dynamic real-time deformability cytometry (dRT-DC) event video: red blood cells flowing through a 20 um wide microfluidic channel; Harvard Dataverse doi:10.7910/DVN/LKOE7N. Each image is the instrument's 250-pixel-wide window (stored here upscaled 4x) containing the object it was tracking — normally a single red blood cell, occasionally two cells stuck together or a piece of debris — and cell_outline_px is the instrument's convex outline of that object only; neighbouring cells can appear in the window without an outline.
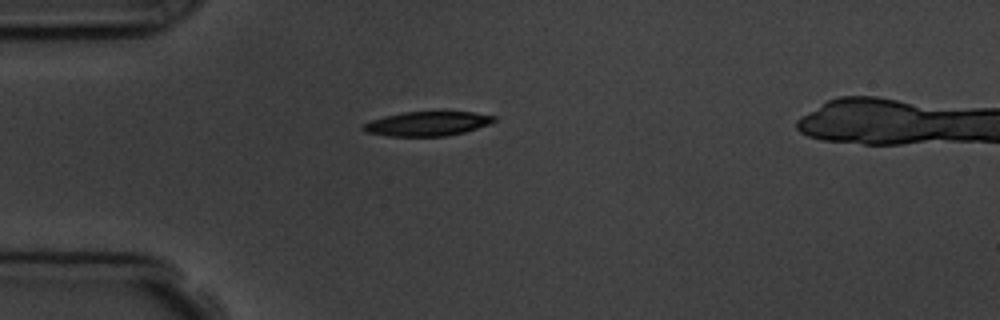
{"species": "common noctule bat (a hibernating species)", "species_latin": "Nyctalus noctula", "temperature_condition": "room temperature", "stored_images_in_passage": 2, "camera_frame_rate_fps": 3000, "um_per_image_px": 0.085, "animal": {"sex": "male", "body_mass_g": 19.5, "forearm_length_mm": 54.6}, "frame": {"image": 1, "passage_image": 1, "time_ms": 0.0, "image_size_px": [1000, 320], "cell_outline_px": [[496, 120], [488, 124], [464, 132], [444, 136], [388, 136], [364, 132], [360, 128], [364, 124], [372, 120], [384, 116], [404, 112], [472, 112], [496, 116]], "centroid_in_image_um": [36.28, 10.51], "position_along_channel_um": 48.7, "area_um2": 18.44}}